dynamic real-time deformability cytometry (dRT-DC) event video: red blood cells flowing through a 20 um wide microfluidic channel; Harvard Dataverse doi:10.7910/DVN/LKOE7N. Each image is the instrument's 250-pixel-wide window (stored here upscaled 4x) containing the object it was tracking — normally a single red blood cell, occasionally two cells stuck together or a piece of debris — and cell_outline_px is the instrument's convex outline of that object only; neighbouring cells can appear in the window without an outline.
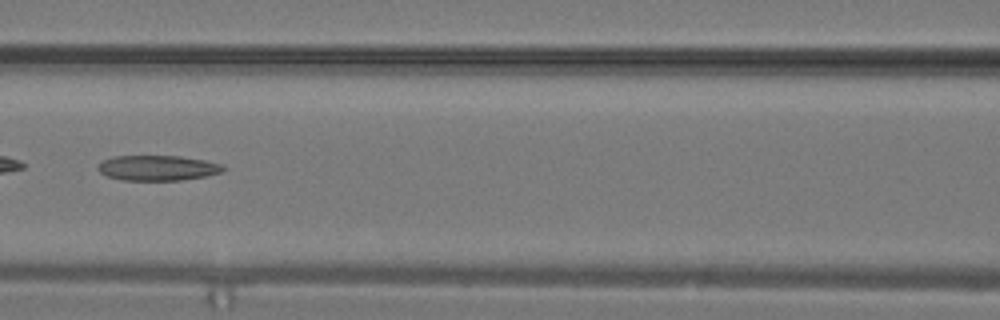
{"species": "common noctule bat (a hibernating species)", "species_latin": "Nyctalus noctula", "temperature_condition": "warm", "stored_images_in_passage": 12, "camera_frame_rate_fps": 3000, "um_per_image_px": 0.085, "animal": {"sex": "male", "body_mass_g": 19.2, "forearm_length_mm": 51.8}, "frame": {"image": 1, "passage_image": 9, "time_ms": 2.667, "image_size_px": [1000, 320], "cell_outline_px": [[228, 168], [220, 172], [204, 176], [180, 180], [124, 180], [108, 176], [100, 172], [96, 168], [96, 164], [100, 160], [112, 156], [180, 156], [204, 160], [220, 164]], "centroid_in_image_um": [13.33, 14.26], "position_along_channel_um": 153.3, "area_um2": 18.44}}